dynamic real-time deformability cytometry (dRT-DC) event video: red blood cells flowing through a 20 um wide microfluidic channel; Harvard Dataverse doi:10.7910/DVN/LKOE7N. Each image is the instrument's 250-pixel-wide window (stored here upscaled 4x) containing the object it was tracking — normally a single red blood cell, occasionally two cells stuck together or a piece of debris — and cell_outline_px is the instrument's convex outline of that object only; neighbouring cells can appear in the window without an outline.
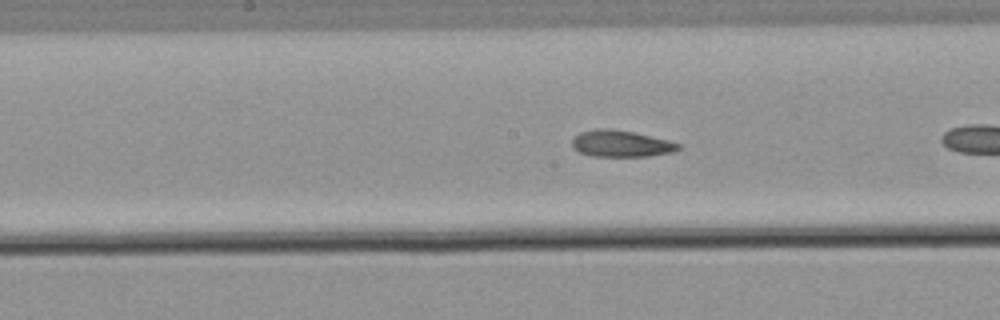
{"species": "common noctule bat (a hibernating species)", "species_latin": "Nyctalus noctula", "temperature_condition": "warm", "stored_images_in_passage": 26, "camera_frame_rate_fps": 3000, "um_per_image_px": 0.085, "animal": {"sex": "male", "body_mass_g": 21.5, "forearm_length_mm": 52.0}, "frame": {"image": 1, "passage_image": 12, "time_ms": 3.667, "image_size_px": [1000, 320], "cell_outline_px": [[680, 148], [672, 152], [648, 156], [592, 156], [580, 152], [572, 148], [572, 140], [580, 132], [596, 128], [608, 128], [632, 132], [668, 140], [680, 144]], "centroid_in_image_um": [52.76, 12.21], "position_along_channel_um": 195.4, "area_um2": 16.3}}